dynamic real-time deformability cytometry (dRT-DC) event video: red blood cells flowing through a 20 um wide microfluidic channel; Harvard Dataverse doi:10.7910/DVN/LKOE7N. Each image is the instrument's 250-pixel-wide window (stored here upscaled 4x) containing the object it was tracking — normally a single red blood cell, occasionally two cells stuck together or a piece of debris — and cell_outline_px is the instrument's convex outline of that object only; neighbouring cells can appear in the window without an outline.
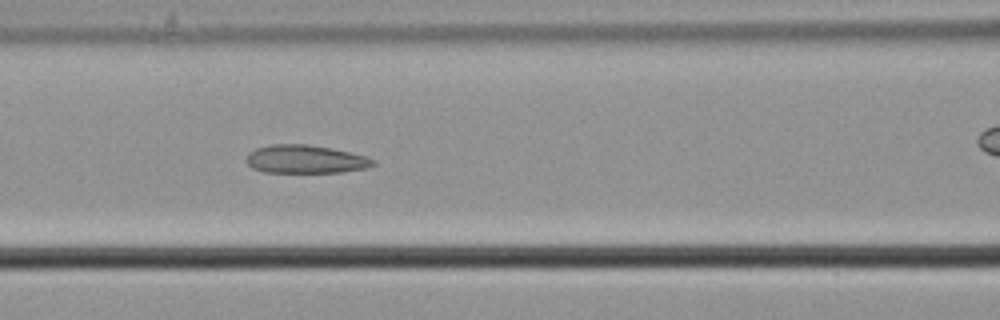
{"species": "common noctule bat (a hibernating species)", "species_latin": "Nyctalus noctula", "temperature_condition": "cold", "stored_images_in_passage": 7, "segment_of_instrument_passage": [1, 2], "camera_frame_rate_fps": 3000, "um_per_image_px": 0.085, "animal": {"sex": "male", "body_mass_g": 21.5, "forearm_length_mm": 52.0}, "frame": {"image": 1, "passage_image": 6, "time_ms": 1.667, "image_size_px": [1000, 320], "cell_outline_px": [[376, 164], [368, 168], [340, 172], [264, 172], [252, 168], [244, 160], [248, 152], [256, 148], [272, 144], [308, 144], [348, 152], [364, 156], [376, 160]], "centroid_in_image_um": [25.92, 13.53], "position_along_channel_um": 140.7, "area_um2": 20.87}}